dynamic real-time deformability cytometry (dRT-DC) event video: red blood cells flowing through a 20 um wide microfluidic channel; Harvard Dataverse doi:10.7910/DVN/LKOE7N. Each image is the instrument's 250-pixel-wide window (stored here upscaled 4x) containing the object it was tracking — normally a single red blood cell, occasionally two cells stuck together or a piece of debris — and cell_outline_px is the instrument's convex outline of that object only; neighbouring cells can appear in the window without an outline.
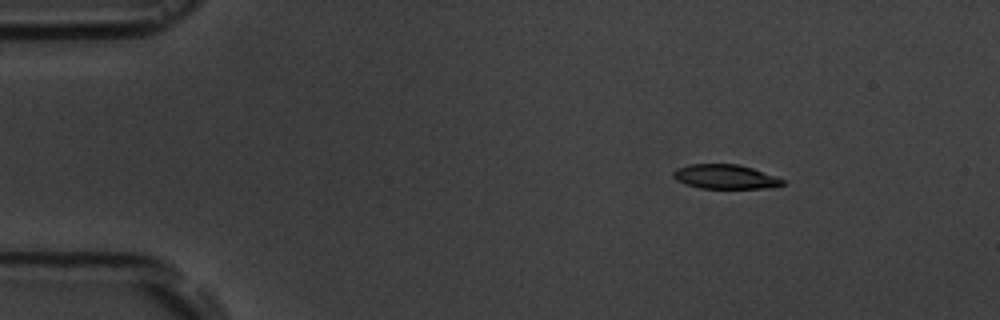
{"species": "common noctule bat (a hibernating species)", "species_latin": "Nyctalus noctula", "temperature_condition": "room temperature", "stored_images_in_passage": 16, "camera_frame_rate_fps": 3000, "um_per_image_px": 0.085, "animal": {"sex": "male", "body_mass_g": 19.5, "forearm_length_mm": 54.6}, "frame": {"image": 1, "passage_image": 2, "time_ms": 1.333, "image_size_px": [1000, 320], "cell_outline_px": [[784, 184], [764, 188], [700, 188], [676, 180], [672, 176], [672, 172], [676, 168], [688, 164], [740, 164], [752, 168], [784, 180]], "centroid_in_image_um": [61.58, 15.01], "position_along_channel_um": 23.4, "area_um2": 15.32}}
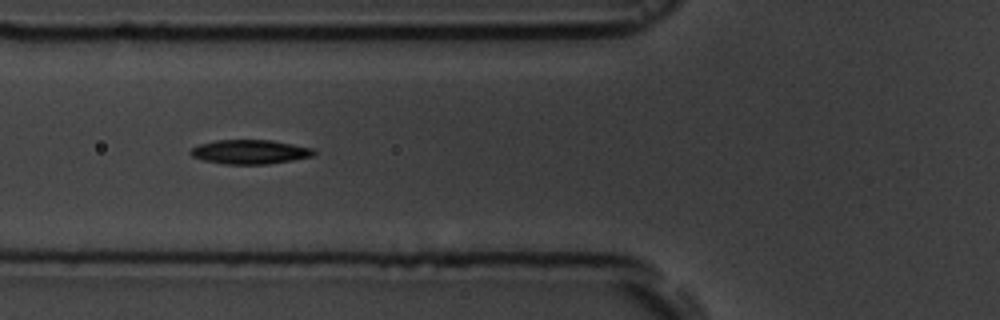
{"frame": {"image": 2, "passage_image": 6, "time_ms": 5.667, "image_size_px": [1000, 320], "cell_outline_px": [[316, 152], [312, 156], [292, 160], [268, 164], [224, 164], [204, 160], [192, 156], [188, 152], [192, 148], [200, 144], [216, 140], [272, 140], [312, 148]], "centroid_in_image_um": [21.23, 12.91], "position_along_channel_um": 104.6, "area_um2": 17.28}}
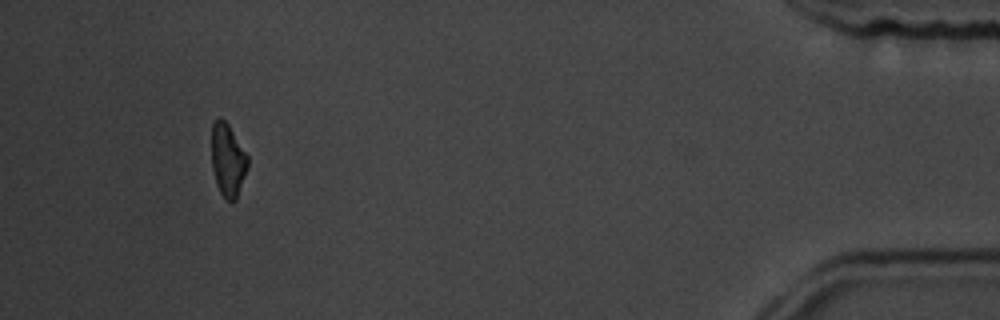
{"frame": {"image": 3, "passage_image": 15, "time_ms": 16.0, "image_size_px": [1000, 320], "cell_outline_px": [[248, 168], [236, 200], [232, 204], [224, 200], [216, 184], [212, 168], [212, 124], [220, 116], [228, 124], [248, 156]], "centroid_in_image_um": [19.37, 13.66], "position_along_channel_um": 415.8, "area_um2": 15.55}, "authors_computed_cell_mechanics": {"area_um2": 16.5597, "velocity_mm_per_s": 3.6807, "shape_relaxation_time_tau1_ms": 3.0033, "shape_relaxation_time_tau2_ms": 9.3583, "deformation_change_tau1": 0.1084, "deformation_change_tau2": 0.1901}}